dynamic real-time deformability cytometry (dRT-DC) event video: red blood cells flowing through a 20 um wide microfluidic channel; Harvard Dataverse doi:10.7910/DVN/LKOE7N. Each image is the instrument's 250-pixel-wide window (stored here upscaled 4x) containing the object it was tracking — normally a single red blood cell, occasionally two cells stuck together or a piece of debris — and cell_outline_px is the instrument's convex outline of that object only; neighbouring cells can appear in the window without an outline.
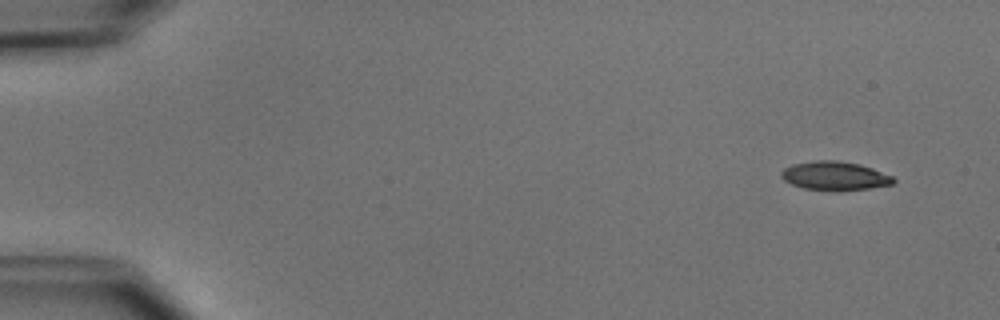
{"species": "common noctule bat (a hibernating species)", "species_latin": "Nyctalus noctula", "temperature_condition": "cold", "stored_images_in_passage": 5, "camera_frame_rate_fps": 3000, "um_per_image_px": 0.085, "animal": {"sex": "male", "body_mass_g": 15.6}, "frame": {"image": 1, "passage_image": 1, "time_ms": 0.0, "image_size_px": [1000, 320], "cell_outline_px": [[896, 180], [892, 184], [868, 188], [840, 192], [836, 192], [804, 188], [792, 184], [784, 180], [780, 176], [780, 172], [784, 168], [792, 164], [816, 160], [836, 160], [860, 164], [872, 168], [892, 176]], "centroid_in_image_um": [70.93, 14.96], "position_along_channel_um": 14.1, "area_um2": 19.02}}
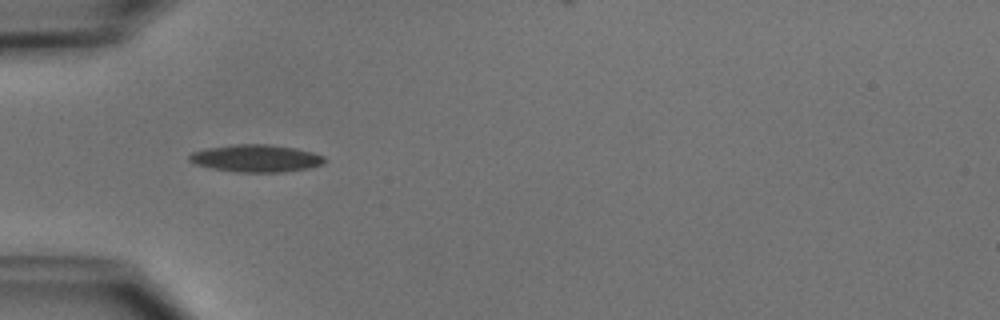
{"frame": {"image": 2, "passage_image": 4, "time_ms": 4.333, "image_size_px": [1000, 320], "cell_outline_px": [[324, 164], [312, 168], [284, 172], [236, 172], [212, 168], [196, 164], [188, 160], [188, 156], [192, 152], [208, 148], [236, 144], [268, 144], [296, 148], [312, 152], [324, 156]], "centroid_in_image_um": [21.79, 13.46], "position_along_channel_um": 63.2, "area_um2": 21.62}}